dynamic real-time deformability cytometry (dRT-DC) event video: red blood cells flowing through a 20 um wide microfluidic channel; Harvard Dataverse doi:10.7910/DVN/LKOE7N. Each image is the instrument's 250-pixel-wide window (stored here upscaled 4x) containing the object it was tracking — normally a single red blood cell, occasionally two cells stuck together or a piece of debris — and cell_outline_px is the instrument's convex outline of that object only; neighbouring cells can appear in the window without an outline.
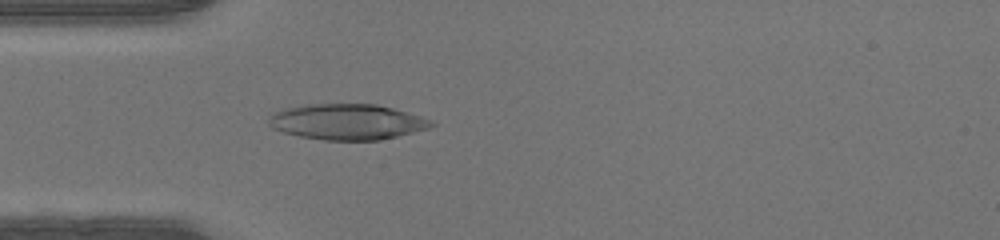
{"species": "human", "species_latin": "Homo sapiens", "temperature_condition": "warm", "stored_images_in_passage": 37, "camera_frame_rate_fps": 3000, "um_per_image_px": 0.085, "donor": {"sex": "male"}, "frame": {"image": 1, "passage_image": 4, "time_ms": 1.0, "image_size_px": [1000, 240], "cell_outline_px": [[436, 124], [428, 128], [380, 140], [324, 140], [300, 136], [284, 132], [272, 128], [268, 124], [268, 120], [276, 112], [284, 108], [304, 104], [376, 104], [392, 108], [420, 116]], "centroid_in_image_um": [29.47, 10.35], "position_along_channel_um": 55.5, "area_um2": 33.47}}
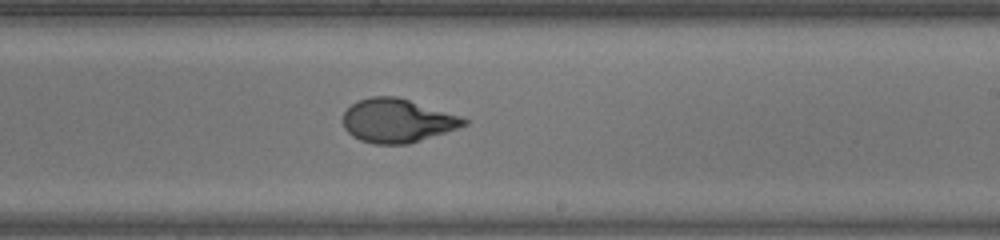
{"frame": {"image": 2, "passage_image": 18, "time_ms": 5.667, "image_size_px": [1000, 240], "cell_outline_px": [[468, 124], [408, 144], [372, 144], [360, 140], [352, 136], [344, 128], [340, 120], [344, 112], [352, 104], [360, 100], [372, 96], [396, 96], [460, 116], [468, 120]], "centroid_in_image_um": [33.7, 10.26], "position_along_channel_um": 255.3, "area_um2": 30.58}}
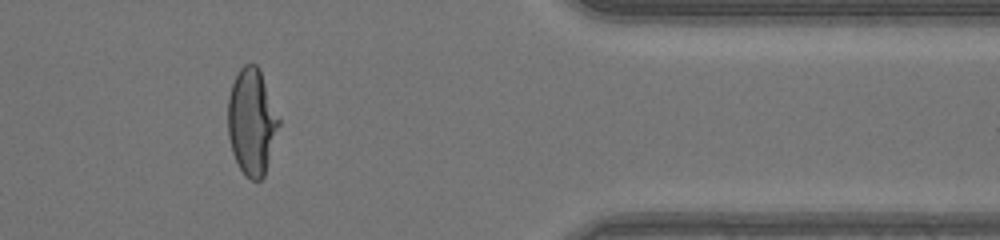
{"frame": {"image": 3, "passage_image": 29, "time_ms": 9.333, "image_size_px": [1000, 240], "cell_outline_px": [[280, 124], [264, 176], [260, 180], [252, 180], [244, 176], [232, 152], [228, 136], [228, 96], [232, 84], [240, 68], [244, 64], [256, 64], [260, 68], [280, 120]], "centroid_in_image_um": [21.4, 10.35], "position_along_channel_um": 390.0, "area_um2": 31.62}}